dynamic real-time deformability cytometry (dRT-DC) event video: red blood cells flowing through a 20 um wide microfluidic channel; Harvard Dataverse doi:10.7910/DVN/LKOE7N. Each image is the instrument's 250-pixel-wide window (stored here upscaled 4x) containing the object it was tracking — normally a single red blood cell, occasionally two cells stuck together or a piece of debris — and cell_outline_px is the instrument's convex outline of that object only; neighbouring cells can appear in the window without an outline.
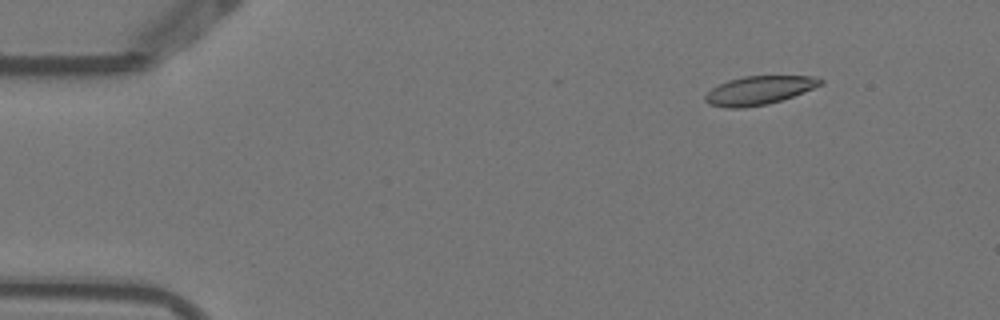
{"species": "Egyptian fruit bat (a non-hibernating species)", "species_latin": "Rousettus aegyptiacus", "temperature_condition": "warm", "stored_images_in_passage": 11, "camera_frame_rate_fps": 3000, "um_per_image_px": 0.085, "animal": {"sex": "female"}, "frame": {"image": 1, "passage_image": 2, "time_ms": 0.333, "image_size_px": [1000, 320], "cell_outline_px": [[824, 84], [792, 96], [768, 104], [740, 108], [728, 108], [708, 104], [704, 100], [704, 96], [712, 88], [728, 80], [744, 76], [812, 76], [824, 80]], "centroid_in_image_um": [64.51, 7.68], "position_along_channel_um": 20.5, "area_um2": 19.07}}
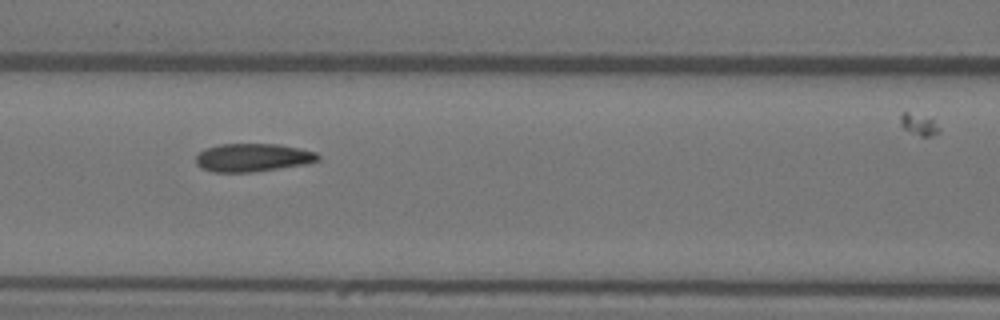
{"frame": {"image": 2, "passage_image": 6, "time_ms": 1.667, "image_size_px": [1000, 320], "cell_outline_px": [[320, 160], [308, 164], [248, 172], [212, 172], [200, 168], [196, 164], [196, 156], [204, 148], [220, 144], [276, 144], [300, 148], [316, 152], [320, 156]], "centroid_in_image_um": [21.48, 13.39], "position_along_channel_um": 145.1, "area_um2": 20.11}}
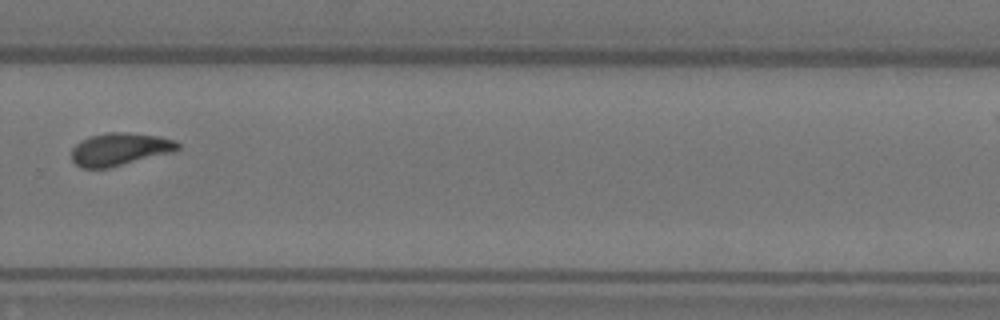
{"frame": {"image": 3, "passage_image": 10, "time_ms": 3.0, "image_size_px": [1000, 320], "cell_outline_px": [[180, 148], [176, 152], [108, 168], [80, 168], [72, 160], [72, 148], [80, 140], [92, 136], [108, 132], [128, 132], [160, 136], [176, 140], [180, 144]], "centroid_in_image_um": [10.23, 12.68], "position_along_channel_um": 319.6, "area_um2": 20.52}}